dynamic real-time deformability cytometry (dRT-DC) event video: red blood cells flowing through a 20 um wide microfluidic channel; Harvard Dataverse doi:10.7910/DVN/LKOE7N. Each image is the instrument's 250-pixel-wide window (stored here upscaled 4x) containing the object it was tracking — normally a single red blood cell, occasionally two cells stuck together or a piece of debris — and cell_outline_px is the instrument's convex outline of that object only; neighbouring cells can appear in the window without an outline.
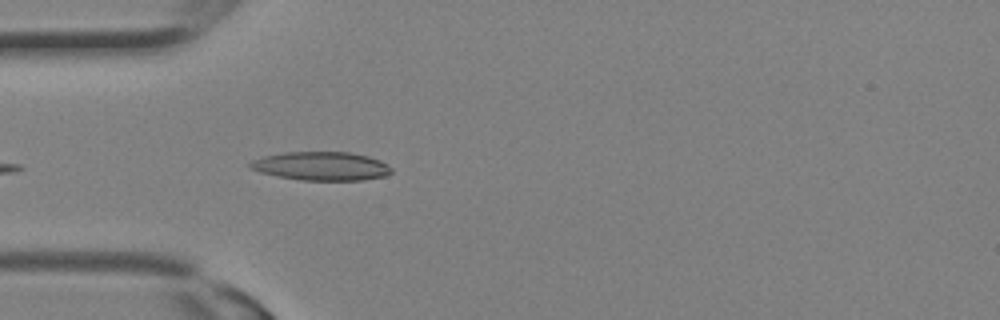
{"species": "Egyptian fruit bat (a non-hibernating species)", "species_latin": "Rousettus aegyptiacus", "temperature_condition": "room temperature", "stored_images_in_passage": 9, "camera_frame_rate_fps": 3000, "um_per_image_px": 0.085, "animal": {"sex": "female"}, "frame": {"image": 1, "passage_image": 7, "time_ms": 2.0, "image_size_px": [1000, 320], "cell_outline_px": [[392, 172], [384, 176], [364, 180], [300, 180], [276, 176], [260, 172], [248, 168], [248, 164], [252, 160], [264, 156], [284, 152], [352, 152], [368, 156], [380, 160], [388, 164], [392, 168]], "centroid_in_image_um": [27.31, 14.11], "position_along_channel_um": 57.7, "area_um2": 23.76}}
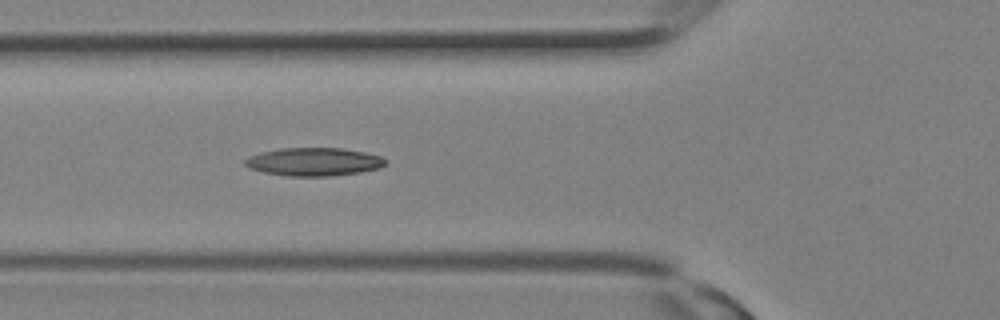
{"frame": {"image": 2, "passage_image": 9, "time_ms": 2.667, "image_size_px": [1000, 320], "cell_outline_px": [[384, 164], [380, 168], [360, 172], [332, 176], [288, 176], [264, 172], [248, 168], [244, 164], [244, 160], [248, 156], [260, 152], [280, 148], [340, 148], [364, 152], [380, 156], [384, 160]], "centroid_in_image_um": [26.62, 13.75], "position_along_channel_um": 99.2, "area_um2": 23.0}}